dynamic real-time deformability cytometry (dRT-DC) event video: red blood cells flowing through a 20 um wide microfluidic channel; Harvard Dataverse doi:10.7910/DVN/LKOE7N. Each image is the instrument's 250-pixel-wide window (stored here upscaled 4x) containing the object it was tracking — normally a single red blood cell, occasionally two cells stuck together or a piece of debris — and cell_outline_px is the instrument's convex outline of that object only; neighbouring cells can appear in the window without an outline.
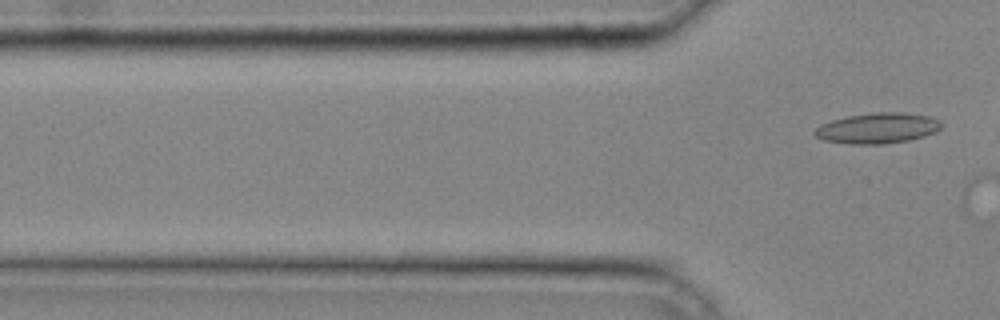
{"species": "common noctule bat (a hibernating species)", "species_latin": "Nyctalus noctula", "temperature_condition": "cold", "stored_images_in_passage": 3, "camera_frame_rate_fps": 3000, "um_per_image_px": 0.085, "animal": {"sex": "male", "body_mass_g": 20.4}, "frame": {"image": 1, "passage_image": 3, "time_ms": 0.667, "image_size_px": [1000, 320], "cell_outline_px": [[940, 128], [936, 132], [924, 136], [908, 140], [880, 144], [852, 144], [824, 140], [816, 136], [812, 132], [820, 124], [832, 120], [848, 116], [876, 112], [904, 112], [928, 116], [940, 120]], "centroid_in_image_um": [74.58, 10.89], "position_along_channel_um": 51.2, "area_um2": 22.43}}